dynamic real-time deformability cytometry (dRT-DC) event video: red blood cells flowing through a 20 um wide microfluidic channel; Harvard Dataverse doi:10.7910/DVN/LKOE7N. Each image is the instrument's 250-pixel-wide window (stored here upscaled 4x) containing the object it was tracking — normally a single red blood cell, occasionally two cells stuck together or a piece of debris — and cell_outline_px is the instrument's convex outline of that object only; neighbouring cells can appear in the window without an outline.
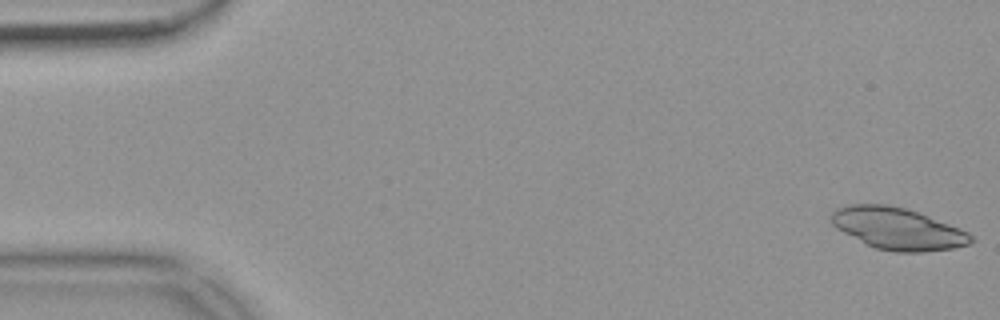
{"species": "common noctule bat (a hibernating species)", "species_latin": "Nyctalus noctula", "temperature_condition": "warm", "stored_images_in_passage": 54, "camera_frame_rate_fps": 3000, "um_per_image_px": 0.085, "animal": {"sex": "female", "body_mass_g": 18.4}, "frame": {"image": 1, "passage_image": 1, "time_ms": 0.0, "image_size_px": [1000, 320], "cell_outline_px": [[976, 240], [968, 244], [952, 248], [924, 252], [892, 252], [876, 248], [836, 228], [832, 224], [832, 212], [836, 208], [848, 204], [888, 204], [908, 208], [960, 228], [968, 232]], "centroid_in_image_um": [76.32, 19.42], "position_along_channel_um": 8.7, "area_um2": 33.99}}
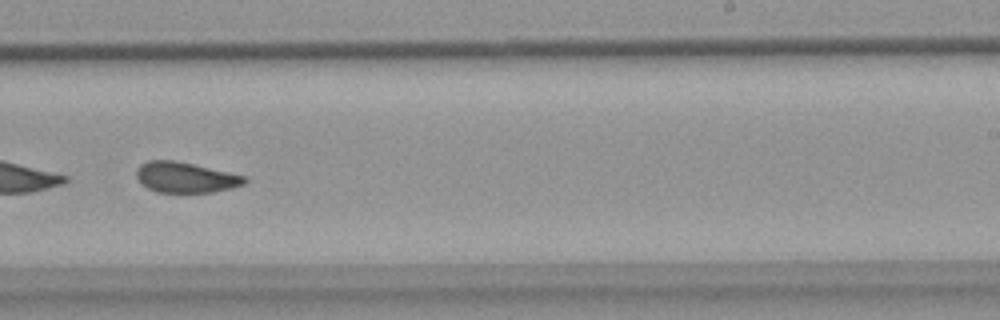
{"frame": {"image": 2, "passage_image": 34, "time_ms": 11.0, "image_size_px": [1000, 320], "cell_outline_px": [[248, 180], [244, 184], [232, 188], [212, 192], [156, 192], [148, 188], [136, 176], [136, 168], [140, 164], [148, 160], [176, 160], [228, 172], [244, 176]], "centroid_in_image_um": [15.75, 15.07], "position_along_channel_um": 273.2, "area_um2": 19.13}, "authors_computed_cell_mechanics": {"area_um2": 20.5479, "velocity_mm_per_s": 3.7019, "shape_relaxation_time_tau1_ms": null, "shape_relaxation_time_tau2_ms": 1.846, "deformation_change_tau1": null, "deformation_change_tau2": 0.0725}}